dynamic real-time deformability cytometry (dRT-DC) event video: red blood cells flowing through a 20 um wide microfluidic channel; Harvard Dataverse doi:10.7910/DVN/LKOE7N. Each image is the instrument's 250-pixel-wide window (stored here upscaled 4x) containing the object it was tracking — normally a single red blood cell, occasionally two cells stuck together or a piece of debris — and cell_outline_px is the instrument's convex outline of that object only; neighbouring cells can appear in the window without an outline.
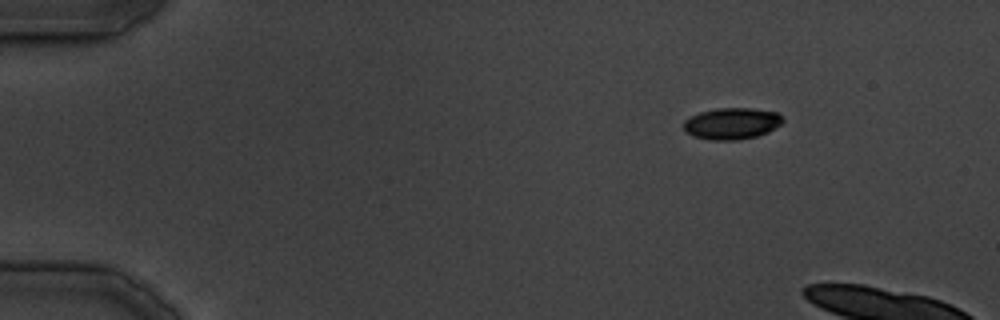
{"species": "common noctule bat (a hibernating species)", "species_latin": "Nyctalus noctula", "temperature_condition": "cold", "stored_images_in_passage": 6, "camera_frame_rate_fps": 3000, "um_per_image_px": 0.085, "animal": {"sex": "male", "body_mass_g": 19.5, "forearm_length_mm": 54.6}, "frame": {"image": 1, "passage_image": 1, "time_ms": 0.0, "image_size_px": [1000, 320], "cell_outline_px": [[784, 120], [780, 124], [768, 132], [756, 136], [740, 140], [708, 140], [692, 136], [684, 132], [684, 120], [700, 112], [716, 108], [752, 108], [776, 112], [784, 116]], "centroid_in_image_um": [62.19, 10.5], "position_along_channel_um": 22.8, "area_um2": 18.38}}